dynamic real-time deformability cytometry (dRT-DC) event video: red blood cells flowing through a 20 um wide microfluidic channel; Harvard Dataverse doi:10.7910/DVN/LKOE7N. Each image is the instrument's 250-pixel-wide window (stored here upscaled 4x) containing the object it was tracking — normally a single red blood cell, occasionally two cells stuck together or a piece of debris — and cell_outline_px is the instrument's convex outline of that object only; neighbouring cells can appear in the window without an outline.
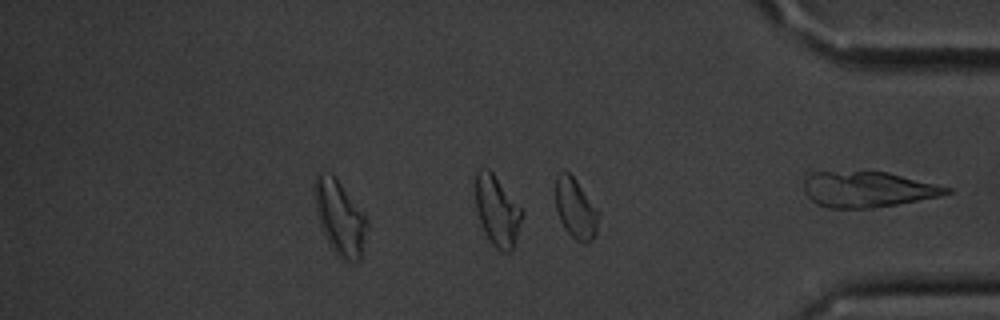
{"species": "common noctule bat (a hibernating species)", "species_latin": "Nyctalus noctula", "temperature_condition": "cold", "stored_images_in_passage": 32, "segment_of_instrument_passage": [3, 3], "camera_frame_rate_fps": 3000, "um_per_image_px": 0.085, "animal": {"sex": "male", "body_mass_g": 20.1, "forearm_length_mm": 53.5}, "frame": {"image": 1, "passage_image": 32, "time_ms": 10.333, "image_size_px": [1000, 320], "cell_outline_px": [[952, 192], [940, 196], [896, 204], [872, 208], [828, 208], [816, 204], [804, 192], [804, 180], [808, 172], [888, 172], [952, 188]], "centroid_in_image_um": [73.73, 16.1], "position_along_channel_um": 361.5, "area_um2": 29.54}}